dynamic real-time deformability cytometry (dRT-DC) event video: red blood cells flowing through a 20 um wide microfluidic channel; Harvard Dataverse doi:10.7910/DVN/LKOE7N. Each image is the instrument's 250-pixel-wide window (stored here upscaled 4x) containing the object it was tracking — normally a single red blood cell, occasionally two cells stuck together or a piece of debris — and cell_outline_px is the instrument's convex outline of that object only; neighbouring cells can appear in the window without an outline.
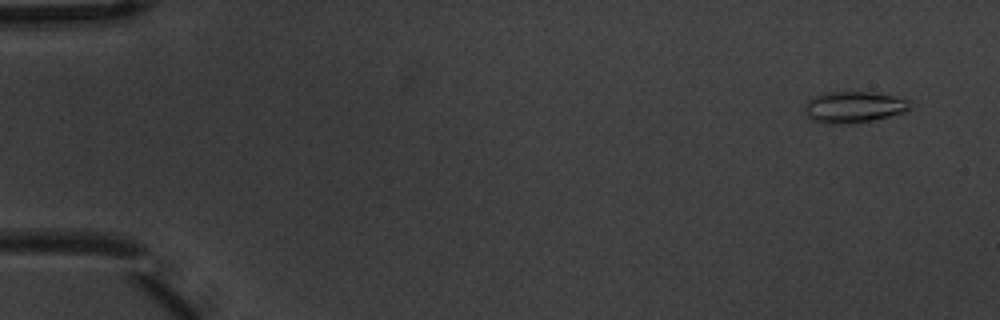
{"species": "common noctule bat (a hibernating species)", "species_latin": "Nyctalus noctula", "temperature_condition": "warm", "stored_images_in_passage": 6, "camera_frame_rate_fps": 3000, "um_per_image_px": 0.085, "animal": {"sex": "male", "body_mass_g": 20.1, "forearm_length_mm": 53.5}, "frame": {"image": 1, "passage_image": 2, "time_ms": 0.333, "image_size_px": [1000, 320], "cell_outline_px": [[916, 104], [912, 108], [904, 112], [872, 120], [848, 124], [828, 124], [812, 120], [804, 112], [804, 104], [812, 96], [828, 92], [872, 92], [900, 96]], "centroid_in_image_um": [72.6, 9.09], "position_along_channel_um": 12.4, "area_um2": 19.65}}
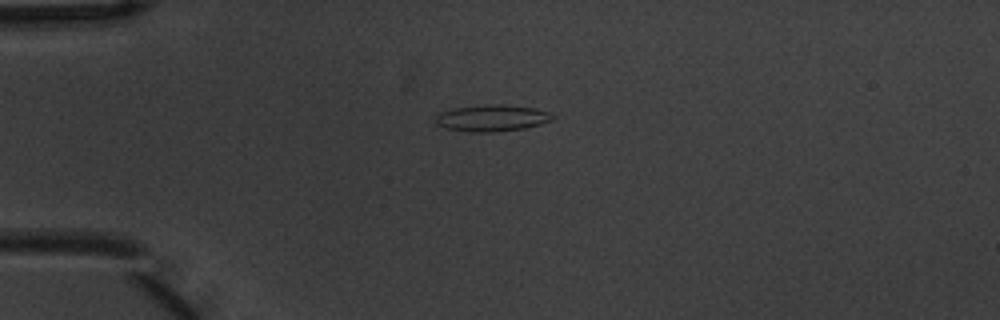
{"frame": {"image": 2, "passage_image": 5, "time_ms": 1.333, "image_size_px": [1000, 320], "cell_outline_px": [[556, 116], [552, 120], [540, 124], [524, 128], [496, 132], [468, 132], [448, 128], [436, 124], [432, 116], [440, 112], [456, 108], [488, 104], [504, 104], [536, 108], [548, 112]], "centroid_in_image_um": [41.8, 10.03], "position_along_channel_um": 43.2, "area_um2": 18.26}}